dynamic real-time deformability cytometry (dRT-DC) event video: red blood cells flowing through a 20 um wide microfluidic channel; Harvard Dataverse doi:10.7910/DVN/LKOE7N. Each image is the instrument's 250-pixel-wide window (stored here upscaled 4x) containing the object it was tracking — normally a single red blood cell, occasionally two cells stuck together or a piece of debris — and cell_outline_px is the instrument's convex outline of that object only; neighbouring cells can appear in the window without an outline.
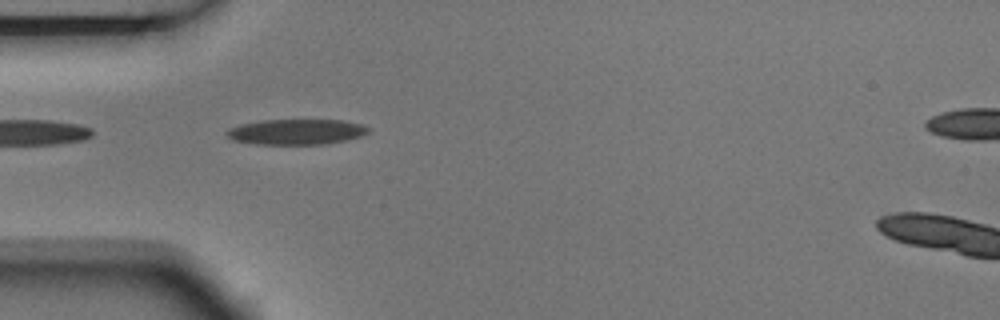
{"species": "Egyptian fruit bat (a non-hibernating species)", "species_latin": "Rousettus aegyptiacus", "temperature_condition": "room temperature", "stored_images_in_passage": 5, "camera_frame_rate_fps": 3000, "um_per_image_px": 0.085, "animal": {"sex": "male"}, "frame": {"image": 1, "passage_image": 5, "time_ms": 1.333, "image_size_px": [1000, 320], "cell_outline_px": [[372, 128], [368, 132], [360, 136], [348, 140], [324, 144], [256, 144], [232, 140], [224, 132], [228, 128], [240, 124], [264, 120], [340, 120], [360, 124]], "centroid_in_image_um": [25.17, 11.21], "position_along_channel_um": 59.8, "area_um2": 21.04}}